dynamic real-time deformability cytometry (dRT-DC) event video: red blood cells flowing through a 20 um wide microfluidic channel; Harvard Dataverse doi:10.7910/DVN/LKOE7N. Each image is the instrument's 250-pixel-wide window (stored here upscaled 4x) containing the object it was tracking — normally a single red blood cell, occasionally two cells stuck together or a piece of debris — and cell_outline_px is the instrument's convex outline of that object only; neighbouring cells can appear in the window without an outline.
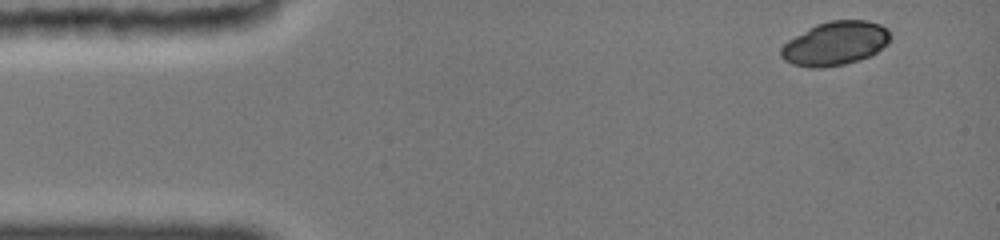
{"species": "common noctule bat (a hibernating species)", "species_latin": "Nyctalus noctula", "temperature_condition": "cold", "stored_images_in_passage": 16, "camera_frame_rate_fps": 3000, "um_per_image_px": 0.085, "animal": {"sex": "female", "body_mass_g": 19.0, "forearm_length_mm": 51.5}, "frame": {"image": 1, "passage_image": 1, "time_ms": 0.0, "image_size_px": [1000, 240], "cell_outline_px": [[892, 36], [888, 44], [876, 52], [868, 56], [844, 64], [820, 68], [812, 68], [792, 64], [784, 60], [780, 56], [780, 48], [788, 40], [808, 28], [816, 24], [832, 20], [868, 20], [880, 24], [888, 28]], "centroid_in_image_um": [71.0, 3.68], "position_along_channel_um": 14.0, "area_um2": 27.98}}